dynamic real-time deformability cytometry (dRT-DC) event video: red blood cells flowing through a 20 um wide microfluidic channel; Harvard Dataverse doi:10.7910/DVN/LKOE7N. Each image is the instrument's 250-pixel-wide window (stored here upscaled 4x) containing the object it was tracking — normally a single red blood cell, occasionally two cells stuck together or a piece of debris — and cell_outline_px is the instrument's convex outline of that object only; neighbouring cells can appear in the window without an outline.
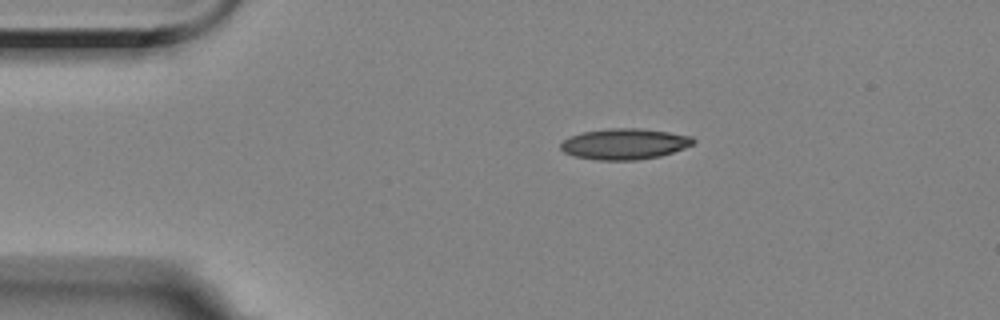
{"species": "Egyptian fruit bat (a non-hibernating species)", "species_latin": "Rousettus aegyptiacus", "temperature_condition": "room temperature", "stored_images_in_passage": 7, "camera_frame_rate_fps": 3000, "um_per_image_px": 0.085, "animal": {"sex": "female"}, "frame": {"image": 1, "passage_image": 1, "time_ms": 0.0, "image_size_px": [1000, 320], "cell_outline_px": [[696, 140], [692, 144], [684, 148], [660, 156], [636, 160], [596, 160], [576, 156], [564, 152], [560, 148], [560, 144], [564, 140], [580, 132], [608, 128], [640, 128], [668, 132], [692, 136]], "centroid_in_image_um": [53.08, 12.23], "position_along_channel_um": 31.9, "area_um2": 23.81}}